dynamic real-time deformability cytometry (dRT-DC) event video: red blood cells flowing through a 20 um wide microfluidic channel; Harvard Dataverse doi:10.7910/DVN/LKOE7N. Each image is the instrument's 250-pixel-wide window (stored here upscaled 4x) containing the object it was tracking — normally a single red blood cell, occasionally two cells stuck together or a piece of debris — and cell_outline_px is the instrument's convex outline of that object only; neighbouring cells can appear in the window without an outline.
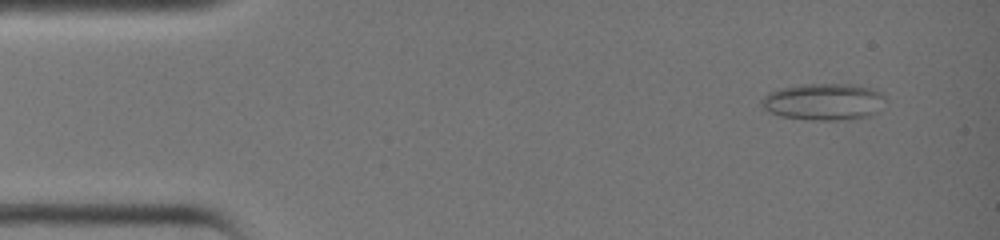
{"species": "common noctule bat (a hibernating species)", "species_latin": "Nyctalus noctula", "temperature_condition": "warm", "stored_images_in_passage": 32, "camera_frame_rate_fps": 3000, "um_per_image_px": 0.085, "animal": {"sex": "female", "body_mass_g": 19.0, "forearm_length_mm": 51.5}, "frame": {"image": 1, "passage_image": 3, "time_ms": 0.667, "image_size_px": [1000, 240], "cell_outline_px": [[884, 100], [876, 112], [868, 116], [844, 120], [812, 120], [780, 116], [768, 112], [760, 104], [760, 100], [768, 92], [780, 88], [804, 84], [852, 84], [868, 88], [880, 92], [884, 96]], "centroid_in_image_um": [69.95, 8.65], "position_along_channel_um": 15.0, "area_um2": 26.47}}
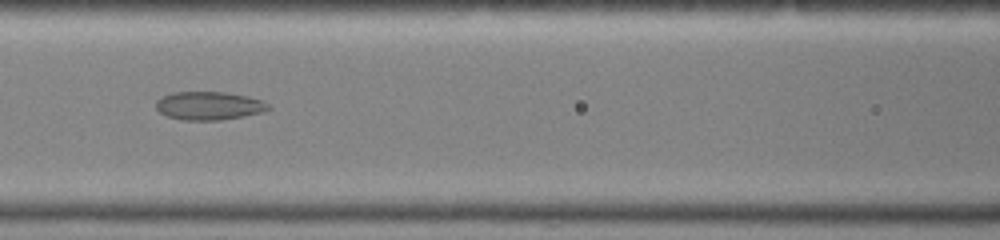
{"frame": {"image": 2, "passage_image": 17, "time_ms": 5.333, "image_size_px": [1000, 240], "cell_outline_px": [[272, 108], [260, 112], [244, 116], [220, 120], [180, 120], [168, 116], [160, 112], [156, 108], [156, 100], [160, 96], [172, 92], [224, 92], [248, 96], [260, 100], [268, 104]], "centroid_in_image_um": [17.72, 8.98], "position_along_channel_um": 148.9, "area_um2": 18.55}}
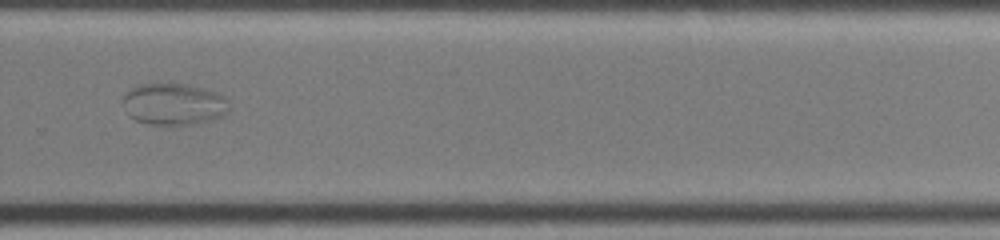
{"frame": {"image": 3, "passage_image": 27, "time_ms": 8.667, "image_size_px": [1000, 240], "cell_outline_px": [[228, 112], [224, 116], [192, 124], [172, 128], [148, 124], [136, 120], [128, 116], [124, 100], [124, 92], [128, 88], [136, 84], [188, 84], [204, 88], [216, 92], [224, 96], [228, 100]], "centroid_in_image_um": [14.76, 8.88], "position_along_channel_um": 315.0, "area_um2": 26.47}}